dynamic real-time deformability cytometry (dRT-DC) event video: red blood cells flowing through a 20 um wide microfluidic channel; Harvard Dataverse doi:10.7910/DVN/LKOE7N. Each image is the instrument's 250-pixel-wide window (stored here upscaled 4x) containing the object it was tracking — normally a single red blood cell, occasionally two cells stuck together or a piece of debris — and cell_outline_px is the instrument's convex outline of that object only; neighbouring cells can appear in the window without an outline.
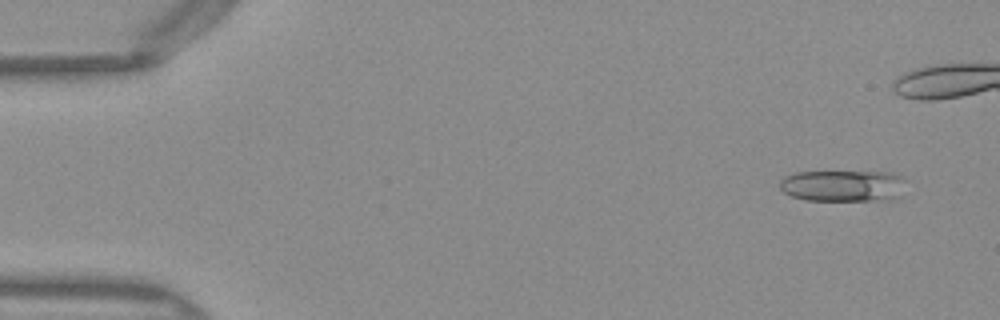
{"species": "Egyptian fruit bat (a non-hibernating species)", "species_latin": "Rousettus aegyptiacus", "temperature_condition": "warm", "stored_images_in_passage": 41, "camera_frame_rate_fps": 3000, "um_per_image_px": 0.085, "frame": {"image": 1, "passage_image": 3, "time_ms": 0.667, "image_size_px": [1000, 320], "cell_outline_px": [[908, 180], [900, 196], [876, 200], [804, 200], [792, 196], [784, 192], [780, 188], [780, 180], [784, 176], [796, 172], [892, 172]], "centroid_in_image_um": [71.67, 15.78], "position_along_channel_um": 13.3, "area_um2": 23.24}}
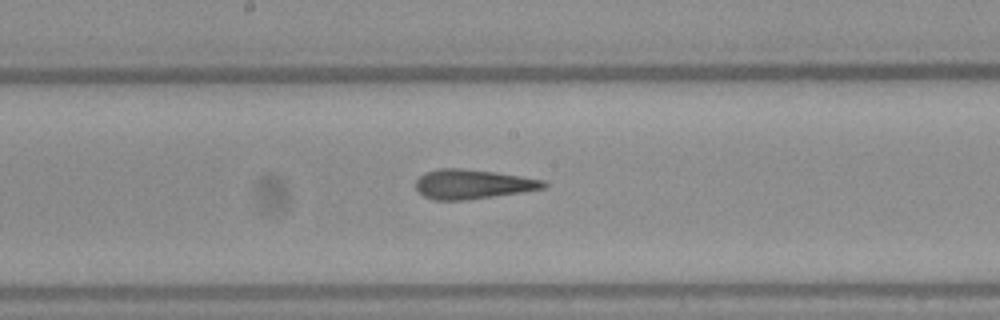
{"frame": {"image": 2, "passage_image": 26, "time_ms": 8.333, "image_size_px": [1000, 320], "cell_outline_px": [[548, 184], [544, 188], [520, 192], [468, 200], [436, 200], [424, 196], [416, 188], [416, 180], [424, 172], [440, 168], [460, 168], [496, 172], [544, 180]], "centroid_in_image_um": [40.16, 15.65], "position_along_channel_um": 208.0, "area_um2": 21.85}}
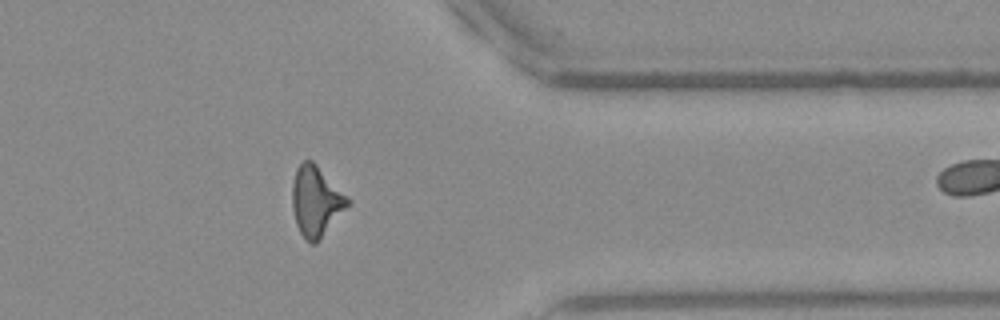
{"frame": {"image": 3, "passage_image": 40, "time_ms": 13.0, "image_size_px": [1000, 320], "cell_outline_px": [[352, 200], [320, 240], [316, 244], [312, 244], [304, 240], [296, 224], [292, 208], [292, 184], [296, 168], [304, 160], [312, 160]], "centroid_in_image_um": [26.85, 17.12], "position_along_channel_um": 384.6, "area_um2": 22.72}}